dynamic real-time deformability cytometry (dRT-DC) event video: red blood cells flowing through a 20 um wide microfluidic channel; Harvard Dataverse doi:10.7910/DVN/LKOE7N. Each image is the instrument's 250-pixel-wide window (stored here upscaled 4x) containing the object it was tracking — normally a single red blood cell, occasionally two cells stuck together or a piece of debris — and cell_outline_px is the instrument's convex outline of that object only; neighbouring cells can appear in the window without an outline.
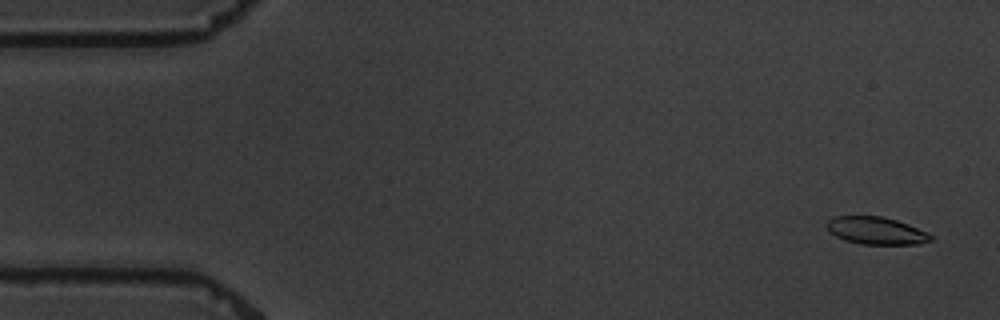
{"species": "common noctule bat (a hibernating species)", "species_latin": "Nyctalus noctula", "temperature_condition": "warm", "stored_images_in_passage": 5, "camera_frame_rate_fps": 3000, "um_per_image_px": 0.085, "animal": {"sex": "male", "body_mass_g": 19.5, "forearm_length_mm": 54.6}, "frame": {"image": 1, "passage_image": 1, "time_ms": 0.0, "image_size_px": [1000, 320], "cell_outline_px": [[932, 240], [920, 244], [860, 244], [844, 240], [836, 236], [824, 224], [828, 220], [836, 216], [880, 216], [896, 220], [908, 224], [928, 232], [932, 236]], "centroid_in_image_um": [74.48, 19.61], "position_along_channel_um": 10.5, "area_um2": 16.59}}
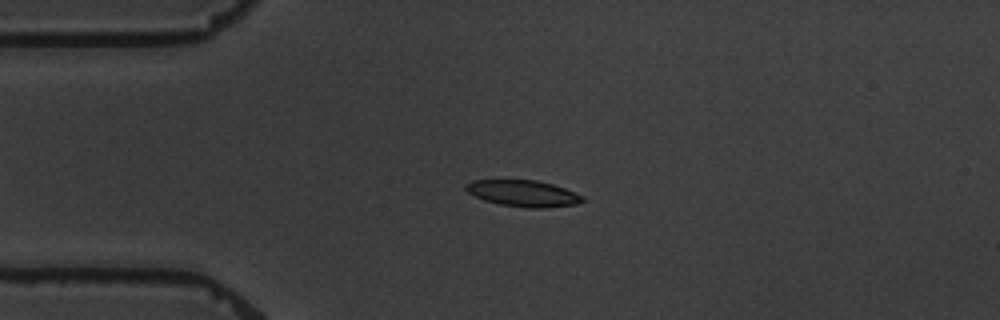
{"frame": {"image": 2, "passage_image": 4, "time_ms": 3.667, "image_size_px": [1000, 320], "cell_outline_px": [[584, 200], [576, 204], [540, 208], [528, 208], [500, 204], [484, 200], [468, 192], [464, 188], [464, 184], [472, 180], [536, 180], [552, 184], [564, 188], [584, 196]], "centroid_in_image_um": [44.45, 16.43], "position_along_channel_um": 40.6, "area_um2": 17.8}}